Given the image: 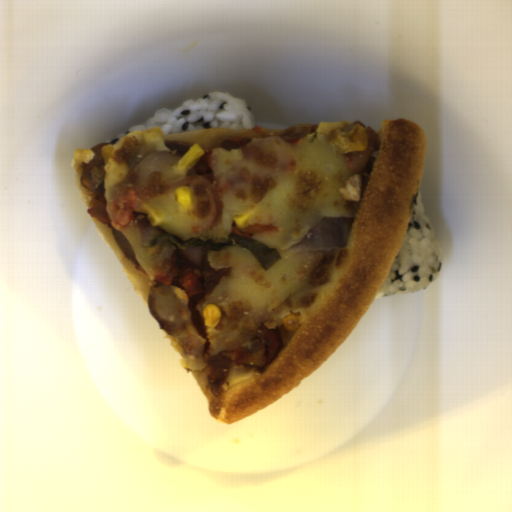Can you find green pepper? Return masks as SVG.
Listing matches in <instances>:
<instances>
[{
	"label": "green pepper",
	"mask_w": 512,
	"mask_h": 512,
	"mask_svg": "<svg viewBox=\"0 0 512 512\" xmlns=\"http://www.w3.org/2000/svg\"><path fill=\"white\" fill-rule=\"evenodd\" d=\"M158 243H170L184 251L192 249H204L212 251L224 247L239 246L245 248L247 252L255 256L265 270L269 268L272 264H274L276 261H278L281 257L277 249L270 248L265 244H262L260 242H257L255 240H252L237 233H231L228 236L226 242H217L211 238H181L175 236L170 232L160 234L152 238L149 245L151 247Z\"/></svg>",
	"instance_id": "372bd49c"
}]
</instances>
